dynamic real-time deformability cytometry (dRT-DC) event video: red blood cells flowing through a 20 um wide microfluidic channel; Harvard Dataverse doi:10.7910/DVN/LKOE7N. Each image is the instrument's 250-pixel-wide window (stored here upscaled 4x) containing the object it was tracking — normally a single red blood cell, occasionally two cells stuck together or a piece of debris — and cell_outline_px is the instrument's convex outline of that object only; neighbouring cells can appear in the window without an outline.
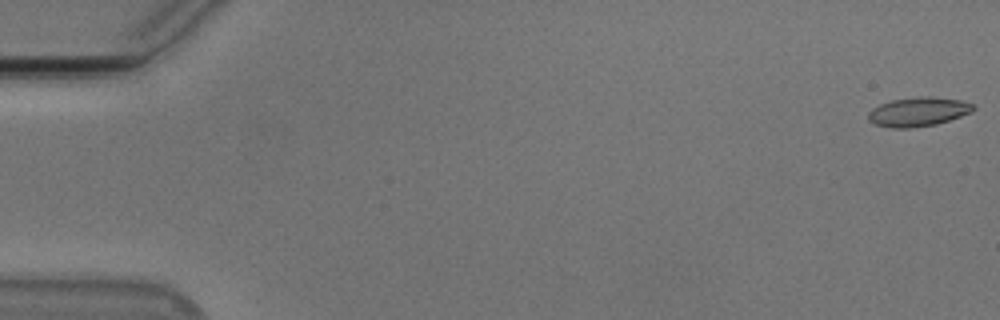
{"species": "Egyptian fruit bat (a non-hibernating species)", "species_latin": "Rousettus aegyptiacus", "temperature_condition": "cold", "stored_images_in_passage": 12, "camera_frame_rate_fps": 3000, "um_per_image_px": 0.085, "animal": {"sex": "male"}, "frame": {"image": 1, "passage_image": 1, "time_ms": 0.0, "image_size_px": [1000, 320], "cell_outline_px": [[976, 108], [972, 112], [936, 124], [912, 128], [892, 128], [876, 124], [868, 120], [868, 112], [872, 108], [880, 104], [892, 100], [916, 96], [932, 96], [960, 100], [972, 104]], "centroid_in_image_um": [78.04, 9.49], "position_along_channel_um": 7.0, "area_um2": 17.86}}